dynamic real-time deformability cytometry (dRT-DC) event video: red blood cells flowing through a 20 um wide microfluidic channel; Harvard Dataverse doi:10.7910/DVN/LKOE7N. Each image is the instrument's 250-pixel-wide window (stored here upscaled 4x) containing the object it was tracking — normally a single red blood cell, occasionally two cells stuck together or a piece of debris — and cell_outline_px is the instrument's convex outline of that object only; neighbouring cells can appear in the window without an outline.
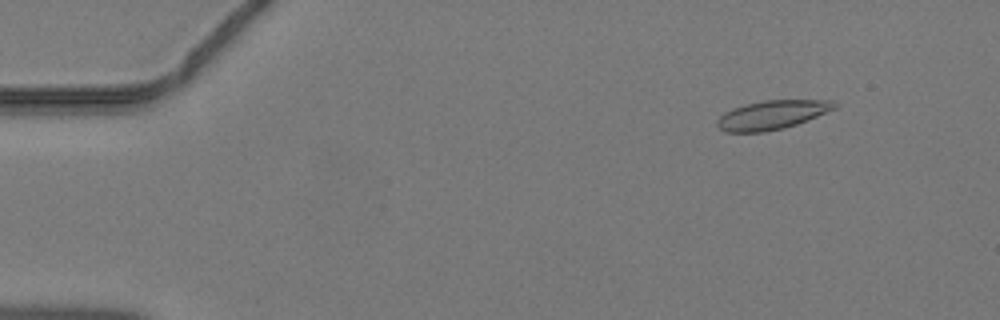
{"species": "common noctule bat (a hibernating species)", "species_latin": "Nyctalus noctula", "temperature_condition": "warm", "stored_images_in_passage": 26, "camera_frame_rate_fps": 3000, "um_per_image_px": 0.085, "animal": {"sex": "male", "body_mass_g": 19.2, "forearm_length_mm": 51.8}, "frame": {"image": 1, "passage_image": 6, "time_ms": 1.667, "image_size_px": [1000, 320], "cell_outline_px": [[840, 104], [836, 108], [808, 120], [784, 128], [764, 132], [724, 132], [716, 124], [716, 120], [724, 112], [732, 108], [744, 104], [764, 100], [832, 100]], "centroid_in_image_um": [65.62, 9.76], "position_along_channel_um": 19.4, "area_um2": 19.94}}
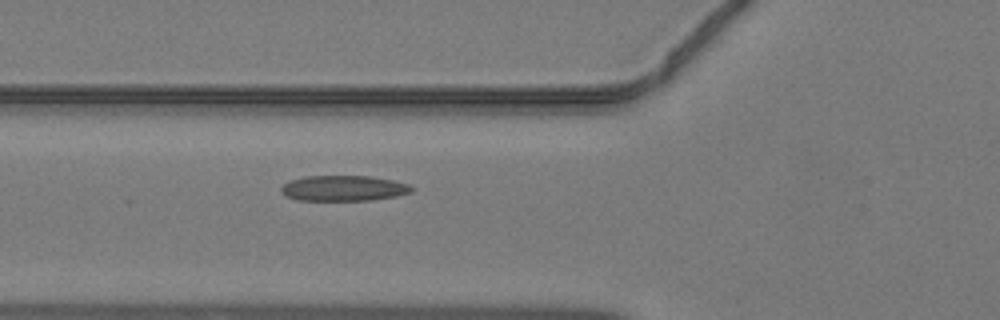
{"frame": {"image": 2, "passage_image": 18, "time_ms": 5.667, "image_size_px": [1000, 320], "cell_outline_px": [[416, 188], [412, 192], [396, 196], [372, 200], [296, 200], [284, 196], [280, 192], [280, 188], [288, 180], [304, 176], [368, 176], [392, 180], [408, 184]], "centroid_in_image_um": [29.17, 16.0], "position_along_channel_um": 96.6, "area_um2": 19.59}}
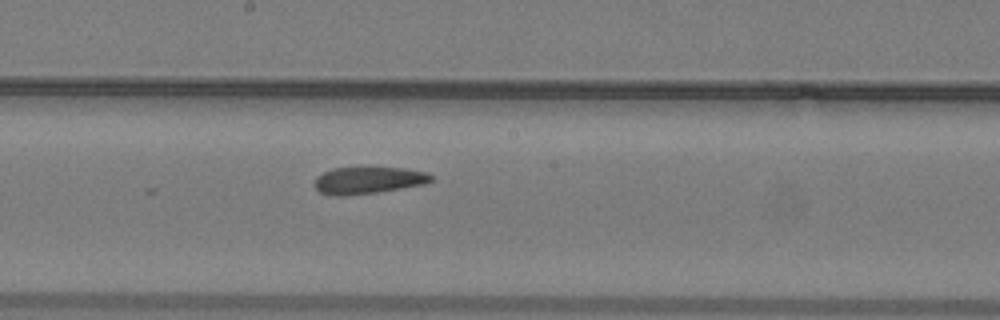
{"frame": {"image": 3, "passage_image": 26, "time_ms": 8.333, "image_size_px": [1000, 320], "cell_outline_px": [[432, 180], [424, 184], [376, 192], [344, 196], [332, 196], [320, 192], [316, 188], [316, 176], [332, 168], [360, 164], [404, 168], [428, 172], [432, 176]], "centroid_in_image_um": [31.28, 15.26], "position_along_channel_um": 216.9, "area_um2": 19.13}}